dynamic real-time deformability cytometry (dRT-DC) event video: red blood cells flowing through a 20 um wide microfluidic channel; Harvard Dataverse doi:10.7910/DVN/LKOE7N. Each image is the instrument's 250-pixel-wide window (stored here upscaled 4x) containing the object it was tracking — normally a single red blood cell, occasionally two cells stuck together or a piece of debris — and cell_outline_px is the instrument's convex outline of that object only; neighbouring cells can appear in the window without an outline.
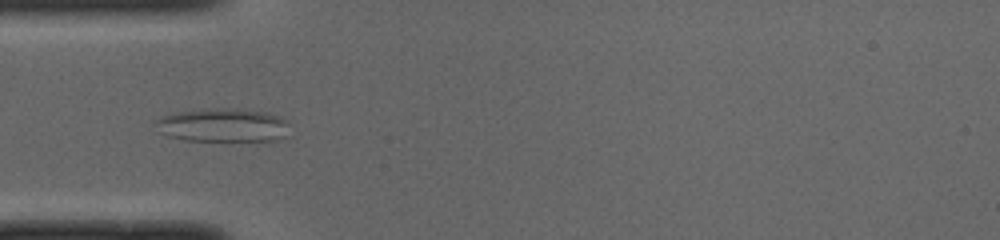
{"species": "common noctule bat (a hibernating species)", "species_latin": "Nyctalus noctula", "temperature_condition": "cold", "stored_images_in_passage": 9, "camera_frame_rate_fps": 3000, "um_per_image_px": 0.085, "animal": {"sex": "male", "body_mass_g": 19.0, "forearm_length_mm": 50.8}, "frame": {"image": 1, "passage_image": 6, "time_ms": 1.667, "image_size_px": [1000, 240], "cell_outline_px": [[292, 136], [272, 140], [184, 140], [168, 136], [160, 132], [156, 120], [160, 116], [172, 112], [204, 108], [240, 108], [268, 112], [280, 116], [288, 120]], "centroid_in_image_um": [19.03, 10.61], "position_along_channel_um": 66.0, "area_um2": 26.82}}